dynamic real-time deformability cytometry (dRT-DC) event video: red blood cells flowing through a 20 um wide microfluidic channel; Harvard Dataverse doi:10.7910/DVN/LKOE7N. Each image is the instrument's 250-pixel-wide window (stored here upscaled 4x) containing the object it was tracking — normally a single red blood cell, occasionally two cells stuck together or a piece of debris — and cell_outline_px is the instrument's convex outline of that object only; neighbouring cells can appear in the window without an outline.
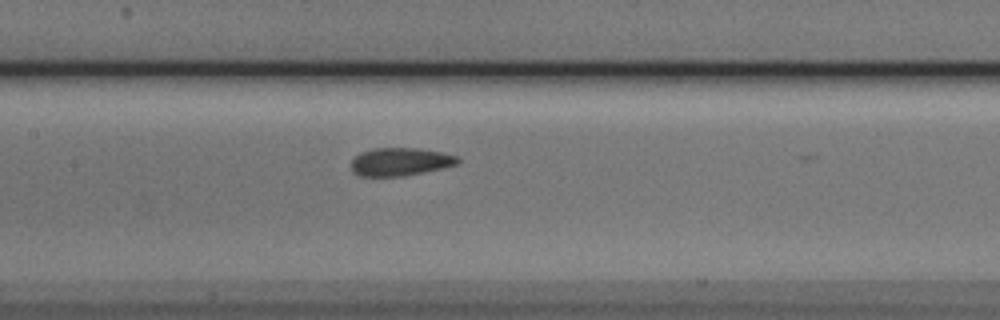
{"species": "Egyptian fruit bat (a non-hibernating species)", "species_latin": "Rousettus aegyptiacus", "temperature_condition": "cold", "stored_images_in_passage": 5, "camera_frame_rate_fps": 3000, "um_per_image_px": 0.085, "animal": {"sex": "male"}, "frame": {"image": 1, "passage_image": 4, "time_ms": 1.0, "image_size_px": [1000, 320], "cell_outline_px": [[460, 164], [424, 172], [404, 176], [360, 176], [352, 172], [352, 160], [360, 152], [372, 148], [420, 148], [440, 152], [456, 156], [460, 160]], "centroid_in_image_um": [34.02, 13.75], "position_along_channel_um": 173.4, "area_um2": 17.46}}